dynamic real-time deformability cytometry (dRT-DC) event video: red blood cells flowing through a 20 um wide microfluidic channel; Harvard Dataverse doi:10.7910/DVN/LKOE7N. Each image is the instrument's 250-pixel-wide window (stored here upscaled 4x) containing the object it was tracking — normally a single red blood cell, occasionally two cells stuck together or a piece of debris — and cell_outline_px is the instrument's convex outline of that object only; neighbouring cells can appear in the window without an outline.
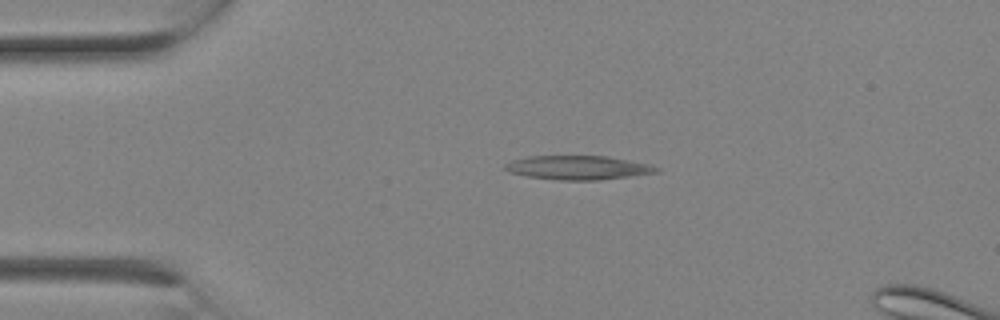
{"species": "Egyptian fruit bat (a non-hibernating species)", "species_latin": "Rousettus aegyptiacus", "temperature_condition": "room temperature", "stored_images_in_passage": 3, "camera_frame_rate_fps": 3000, "um_per_image_px": 0.085, "animal": {"sex": "female"}, "frame": {"image": 1, "passage_image": 2, "time_ms": 0.333, "image_size_px": [1000, 320], "cell_outline_px": [[660, 172], [632, 176], [600, 180], [560, 180], [528, 176], [512, 172], [504, 168], [504, 164], [512, 160], [528, 156], [608, 156], [648, 164], [660, 168]], "centroid_in_image_um": [49.17, 14.25], "position_along_channel_um": 35.8, "area_um2": 21.04}}